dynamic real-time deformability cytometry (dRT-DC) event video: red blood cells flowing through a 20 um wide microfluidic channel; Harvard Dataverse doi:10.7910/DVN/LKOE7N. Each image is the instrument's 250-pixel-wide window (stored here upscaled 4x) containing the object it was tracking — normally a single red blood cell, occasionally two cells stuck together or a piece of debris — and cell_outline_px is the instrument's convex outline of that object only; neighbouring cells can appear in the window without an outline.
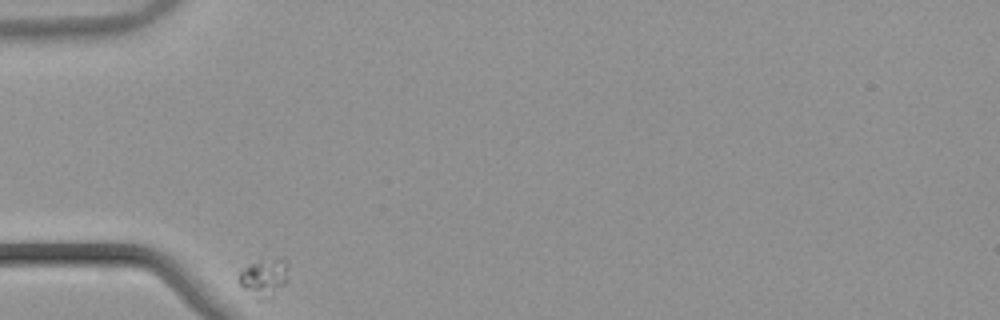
{"species": "common noctule bat (a hibernating species)", "species_latin": "Nyctalus noctula", "temperature_condition": "warm", "stored_images_in_passage": 36, "camera_frame_rate_fps": 3000, "um_per_image_px": 0.085, "animal": {"sex": "male", "body_mass_g": 21.5, "forearm_length_mm": 52.0}, "frame": {"image": 1, "passage_image": 1, "time_ms": 0.0, "image_size_px": [1000, 320], "cell_outline_px": [[288, 280], [272, 296], [244, 288], [240, 284], [240, 272], [244, 268], [260, 260], [280, 256], [284, 256], [288, 260]], "centroid_in_image_um": [22.58, 23.41], "position_along_channel_um": 62.4, "area_um2": 10.17}}